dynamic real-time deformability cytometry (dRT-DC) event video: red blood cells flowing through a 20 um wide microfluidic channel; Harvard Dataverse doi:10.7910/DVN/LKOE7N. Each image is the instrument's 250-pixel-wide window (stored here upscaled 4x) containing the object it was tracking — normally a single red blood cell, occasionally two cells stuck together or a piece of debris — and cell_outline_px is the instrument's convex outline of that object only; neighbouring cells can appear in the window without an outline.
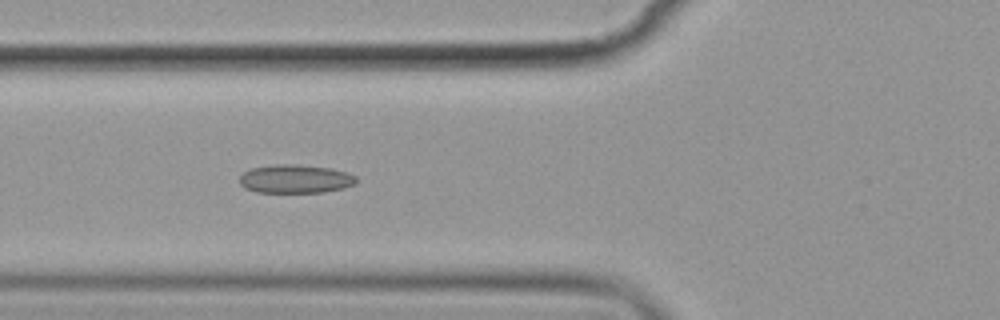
{"species": "common noctule bat (a hibernating species)", "species_latin": "Nyctalus noctula", "temperature_condition": "cold", "stored_images_in_passage": 15, "camera_frame_rate_fps": 3000, "um_per_image_px": 0.085, "animal": {"sex": "female", "body_mass_g": 19.9}, "frame": {"image": 1, "passage_image": 6, "time_ms": 6.667, "image_size_px": [1000, 320], "cell_outline_px": [[356, 184], [344, 188], [324, 192], [256, 192], [244, 188], [240, 184], [240, 176], [244, 172], [252, 168], [276, 164], [296, 164], [328, 168], [348, 172], [356, 176]], "centroid_in_image_um": [25.11, 15.21], "position_along_channel_um": 100.7, "area_um2": 19.42}}
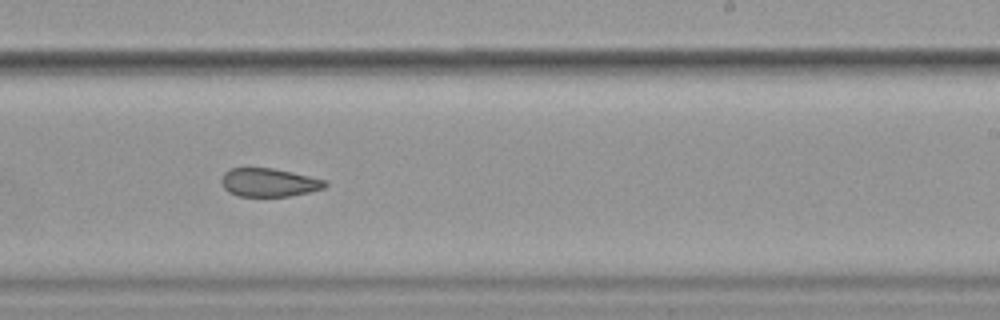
{"frame": {"image": 2, "passage_image": 10, "time_ms": 11.333, "image_size_px": [1000, 320], "cell_outline_px": [[328, 184], [324, 188], [308, 192], [288, 196], [236, 196], [228, 192], [224, 188], [220, 180], [224, 172], [228, 168], [272, 168], [292, 172], [324, 180]], "centroid_in_image_um": [22.8, 15.51], "position_along_channel_um": 266.2, "area_um2": 17.11}}
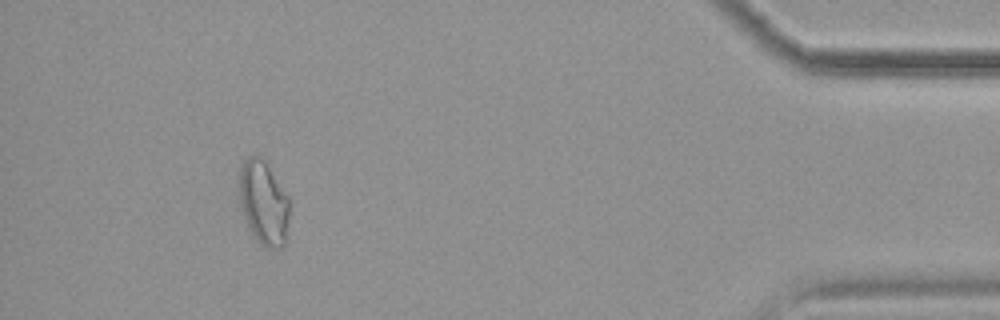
{"frame": {"image": 3, "passage_image": 14, "time_ms": 17.0, "image_size_px": [1000, 320], "cell_outline_px": [[288, 220], [284, 244], [280, 248], [264, 248], [256, 240], [248, 228], [240, 204], [240, 164], [248, 156], [264, 156], [288, 196]], "centroid_in_image_um": [22.4, 17.2], "position_along_channel_um": 412.8, "area_um2": 24.8}, "authors_computed_cell_mechanics": {"area_um2": 20.0566, "velocity_mm_per_s": 3.5642, "shape_relaxation_time_tau1_ms": null, "shape_relaxation_time_tau2_ms": 4.4093, "deformation_change_tau1": null, "deformation_change_tau2": 0.089}}